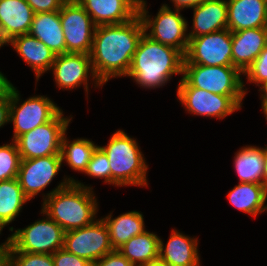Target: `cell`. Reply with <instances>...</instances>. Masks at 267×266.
Instances as JSON below:
<instances>
[{"label":"cell","mask_w":267,"mask_h":266,"mask_svg":"<svg viewBox=\"0 0 267 266\" xmlns=\"http://www.w3.org/2000/svg\"><path fill=\"white\" fill-rule=\"evenodd\" d=\"M66 53L89 54L96 25L77 1H65L59 11Z\"/></svg>","instance_id":"13"},{"label":"cell","mask_w":267,"mask_h":266,"mask_svg":"<svg viewBox=\"0 0 267 266\" xmlns=\"http://www.w3.org/2000/svg\"><path fill=\"white\" fill-rule=\"evenodd\" d=\"M184 55L174 47L142 35L126 77L144 89L167 85L173 75H181Z\"/></svg>","instance_id":"3"},{"label":"cell","mask_w":267,"mask_h":266,"mask_svg":"<svg viewBox=\"0 0 267 266\" xmlns=\"http://www.w3.org/2000/svg\"><path fill=\"white\" fill-rule=\"evenodd\" d=\"M93 266H134L125 256L118 250L104 255L98 259Z\"/></svg>","instance_id":"36"},{"label":"cell","mask_w":267,"mask_h":266,"mask_svg":"<svg viewBox=\"0 0 267 266\" xmlns=\"http://www.w3.org/2000/svg\"><path fill=\"white\" fill-rule=\"evenodd\" d=\"M50 71H53L54 82L60 90H73L83 85L87 99L90 78L94 88L103 86L93 72L89 54L67 52L56 55Z\"/></svg>","instance_id":"14"},{"label":"cell","mask_w":267,"mask_h":266,"mask_svg":"<svg viewBox=\"0 0 267 266\" xmlns=\"http://www.w3.org/2000/svg\"><path fill=\"white\" fill-rule=\"evenodd\" d=\"M17 88L10 86V120L15 141L19 136L51 121L62 109L47 95H34L21 101ZM22 102V103H21Z\"/></svg>","instance_id":"8"},{"label":"cell","mask_w":267,"mask_h":266,"mask_svg":"<svg viewBox=\"0 0 267 266\" xmlns=\"http://www.w3.org/2000/svg\"><path fill=\"white\" fill-rule=\"evenodd\" d=\"M260 91L261 107L264 115H267V81L258 85Z\"/></svg>","instance_id":"40"},{"label":"cell","mask_w":267,"mask_h":266,"mask_svg":"<svg viewBox=\"0 0 267 266\" xmlns=\"http://www.w3.org/2000/svg\"><path fill=\"white\" fill-rule=\"evenodd\" d=\"M28 201L17 178L0 181V234L15 221Z\"/></svg>","instance_id":"28"},{"label":"cell","mask_w":267,"mask_h":266,"mask_svg":"<svg viewBox=\"0 0 267 266\" xmlns=\"http://www.w3.org/2000/svg\"><path fill=\"white\" fill-rule=\"evenodd\" d=\"M31 7L34 14L60 11L66 0H25Z\"/></svg>","instance_id":"35"},{"label":"cell","mask_w":267,"mask_h":266,"mask_svg":"<svg viewBox=\"0 0 267 266\" xmlns=\"http://www.w3.org/2000/svg\"><path fill=\"white\" fill-rule=\"evenodd\" d=\"M8 266H54L52 254L8 252Z\"/></svg>","instance_id":"32"},{"label":"cell","mask_w":267,"mask_h":266,"mask_svg":"<svg viewBox=\"0 0 267 266\" xmlns=\"http://www.w3.org/2000/svg\"><path fill=\"white\" fill-rule=\"evenodd\" d=\"M267 45V27L232 32V65L244 73Z\"/></svg>","instance_id":"17"},{"label":"cell","mask_w":267,"mask_h":266,"mask_svg":"<svg viewBox=\"0 0 267 266\" xmlns=\"http://www.w3.org/2000/svg\"><path fill=\"white\" fill-rule=\"evenodd\" d=\"M72 118L65 117L61 110L51 121L19 136L15 142L21 160L61 155L62 138Z\"/></svg>","instance_id":"9"},{"label":"cell","mask_w":267,"mask_h":266,"mask_svg":"<svg viewBox=\"0 0 267 266\" xmlns=\"http://www.w3.org/2000/svg\"><path fill=\"white\" fill-rule=\"evenodd\" d=\"M29 34L42 41L55 55L66 53L59 11L34 14Z\"/></svg>","instance_id":"24"},{"label":"cell","mask_w":267,"mask_h":266,"mask_svg":"<svg viewBox=\"0 0 267 266\" xmlns=\"http://www.w3.org/2000/svg\"><path fill=\"white\" fill-rule=\"evenodd\" d=\"M63 165L65 164L62 162L61 155L22 159L17 179L24 195L29 200L35 198L51 184Z\"/></svg>","instance_id":"15"},{"label":"cell","mask_w":267,"mask_h":266,"mask_svg":"<svg viewBox=\"0 0 267 266\" xmlns=\"http://www.w3.org/2000/svg\"><path fill=\"white\" fill-rule=\"evenodd\" d=\"M244 76H246L247 82L254 83L256 86L267 81V45L243 73Z\"/></svg>","instance_id":"33"},{"label":"cell","mask_w":267,"mask_h":266,"mask_svg":"<svg viewBox=\"0 0 267 266\" xmlns=\"http://www.w3.org/2000/svg\"><path fill=\"white\" fill-rule=\"evenodd\" d=\"M193 23L188 38L199 37L228 28L226 0H207L193 9Z\"/></svg>","instance_id":"20"},{"label":"cell","mask_w":267,"mask_h":266,"mask_svg":"<svg viewBox=\"0 0 267 266\" xmlns=\"http://www.w3.org/2000/svg\"><path fill=\"white\" fill-rule=\"evenodd\" d=\"M20 154L15 141L0 146V181L17 178Z\"/></svg>","instance_id":"30"},{"label":"cell","mask_w":267,"mask_h":266,"mask_svg":"<svg viewBox=\"0 0 267 266\" xmlns=\"http://www.w3.org/2000/svg\"><path fill=\"white\" fill-rule=\"evenodd\" d=\"M144 266H170L169 264L161 261L160 259H157L155 261H152L150 263H148L147 265Z\"/></svg>","instance_id":"44"},{"label":"cell","mask_w":267,"mask_h":266,"mask_svg":"<svg viewBox=\"0 0 267 266\" xmlns=\"http://www.w3.org/2000/svg\"><path fill=\"white\" fill-rule=\"evenodd\" d=\"M11 84L10 80L0 71V97L8 91Z\"/></svg>","instance_id":"41"},{"label":"cell","mask_w":267,"mask_h":266,"mask_svg":"<svg viewBox=\"0 0 267 266\" xmlns=\"http://www.w3.org/2000/svg\"><path fill=\"white\" fill-rule=\"evenodd\" d=\"M107 155L111 167V185L116 187H147L148 164L138 142L118 129L111 135L108 144L98 145Z\"/></svg>","instance_id":"4"},{"label":"cell","mask_w":267,"mask_h":266,"mask_svg":"<svg viewBox=\"0 0 267 266\" xmlns=\"http://www.w3.org/2000/svg\"><path fill=\"white\" fill-rule=\"evenodd\" d=\"M19 57L30 66L38 80L44 73L51 70L56 55L42 41L30 34L19 35L9 41Z\"/></svg>","instance_id":"18"},{"label":"cell","mask_w":267,"mask_h":266,"mask_svg":"<svg viewBox=\"0 0 267 266\" xmlns=\"http://www.w3.org/2000/svg\"><path fill=\"white\" fill-rule=\"evenodd\" d=\"M61 181L54 189L42 194L41 209L65 232L92 224L99 210L94 188L67 175Z\"/></svg>","instance_id":"2"},{"label":"cell","mask_w":267,"mask_h":266,"mask_svg":"<svg viewBox=\"0 0 267 266\" xmlns=\"http://www.w3.org/2000/svg\"><path fill=\"white\" fill-rule=\"evenodd\" d=\"M98 145L87 138H77L70 141L65 133L61 143V159L73 171L84 174L93 151Z\"/></svg>","instance_id":"29"},{"label":"cell","mask_w":267,"mask_h":266,"mask_svg":"<svg viewBox=\"0 0 267 266\" xmlns=\"http://www.w3.org/2000/svg\"><path fill=\"white\" fill-rule=\"evenodd\" d=\"M173 3L172 7L176 10L193 9L194 7L201 5L207 0H170Z\"/></svg>","instance_id":"38"},{"label":"cell","mask_w":267,"mask_h":266,"mask_svg":"<svg viewBox=\"0 0 267 266\" xmlns=\"http://www.w3.org/2000/svg\"><path fill=\"white\" fill-rule=\"evenodd\" d=\"M4 45H9V40L6 38L0 23V48Z\"/></svg>","instance_id":"43"},{"label":"cell","mask_w":267,"mask_h":266,"mask_svg":"<svg viewBox=\"0 0 267 266\" xmlns=\"http://www.w3.org/2000/svg\"><path fill=\"white\" fill-rule=\"evenodd\" d=\"M40 212L45 217L22 229L9 227L12 232L8 236L10 241L9 252L53 254L64 247L65 231L63 228L42 209Z\"/></svg>","instance_id":"6"},{"label":"cell","mask_w":267,"mask_h":266,"mask_svg":"<svg viewBox=\"0 0 267 266\" xmlns=\"http://www.w3.org/2000/svg\"><path fill=\"white\" fill-rule=\"evenodd\" d=\"M144 32L139 15L124 23L96 26L89 55L93 72L102 85L127 75Z\"/></svg>","instance_id":"1"},{"label":"cell","mask_w":267,"mask_h":266,"mask_svg":"<svg viewBox=\"0 0 267 266\" xmlns=\"http://www.w3.org/2000/svg\"><path fill=\"white\" fill-rule=\"evenodd\" d=\"M197 238L172 229L166 244L160 238L159 259L170 266H201Z\"/></svg>","instance_id":"16"},{"label":"cell","mask_w":267,"mask_h":266,"mask_svg":"<svg viewBox=\"0 0 267 266\" xmlns=\"http://www.w3.org/2000/svg\"><path fill=\"white\" fill-rule=\"evenodd\" d=\"M9 237L5 242L0 243V266H8Z\"/></svg>","instance_id":"39"},{"label":"cell","mask_w":267,"mask_h":266,"mask_svg":"<svg viewBox=\"0 0 267 266\" xmlns=\"http://www.w3.org/2000/svg\"><path fill=\"white\" fill-rule=\"evenodd\" d=\"M63 248L92 264L114 251L108 227L102 218L88 226L66 231Z\"/></svg>","instance_id":"11"},{"label":"cell","mask_w":267,"mask_h":266,"mask_svg":"<svg viewBox=\"0 0 267 266\" xmlns=\"http://www.w3.org/2000/svg\"><path fill=\"white\" fill-rule=\"evenodd\" d=\"M147 7L146 2L145 6L138 13L143 22L144 33L151 39L174 47L185 55L189 43V26L188 21L180 13L181 10H172V7L164 3L160 6L156 16L153 17L148 14Z\"/></svg>","instance_id":"7"},{"label":"cell","mask_w":267,"mask_h":266,"mask_svg":"<svg viewBox=\"0 0 267 266\" xmlns=\"http://www.w3.org/2000/svg\"><path fill=\"white\" fill-rule=\"evenodd\" d=\"M84 173L92 178L103 179L104 183L111 185L110 163L107 155L99 146L93 151L90 162Z\"/></svg>","instance_id":"31"},{"label":"cell","mask_w":267,"mask_h":266,"mask_svg":"<svg viewBox=\"0 0 267 266\" xmlns=\"http://www.w3.org/2000/svg\"><path fill=\"white\" fill-rule=\"evenodd\" d=\"M112 214L111 212L102 219L108 227L110 242L114 250L120 248L132 237L146 231L144 216L141 211H129L115 218Z\"/></svg>","instance_id":"26"},{"label":"cell","mask_w":267,"mask_h":266,"mask_svg":"<svg viewBox=\"0 0 267 266\" xmlns=\"http://www.w3.org/2000/svg\"><path fill=\"white\" fill-rule=\"evenodd\" d=\"M91 16L96 26L120 24L138 13L125 0H76Z\"/></svg>","instance_id":"21"},{"label":"cell","mask_w":267,"mask_h":266,"mask_svg":"<svg viewBox=\"0 0 267 266\" xmlns=\"http://www.w3.org/2000/svg\"><path fill=\"white\" fill-rule=\"evenodd\" d=\"M231 32L267 27V0H226Z\"/></svg>","instance_id":"19"},{"label":"cell","mask_w":267,"mask_h":266,"mask_svg":"<svg viewBox=\"0 0 267 266\" xmlns=\"http://www.w3.org/2000/svg\"><path fill=\"white\" fill-rule=\"evenodd\" d=\"M10 120V87L8 91L0 97V128Z\"/></svg>","instance_id":"37"},{"label":"cell","mask_w":267,"mask_h":266,"mask_svg":"<svg viewBox=\"0 0 267 266\" xmlns=\"http://www.w3.org/2000/svg\"><path fill=\"white\" fill-rule=\"evenodd\" d=\"M54 266H93L88 260L61 248L52 254Z\"/></svg>","instance_id":"34"},{"label":"cell","mask_w":267,"mask_h":266,"mask_svg":"<svg viewBox=\"0 0 267 266\" xmlns=\"http://www.w3.org/2000/svg\"><path fill=\"white\" fill-rule=\"evenodd\" d=\"M242 75L235 66L183 64L178 87H196L226 96H245L248 90Z\"/></svg>","instance_id":"5"},{"label":"cell","mask_w":267,"mask_h":266,"mask_svg":"<svg viewBox=\"0 0 267 266\" xmlns=\"http://www.w3.org/2000/svg\"><path fill=\"white\" fill-rule=\"evenodd\" d=\"M265 186L267 187V146H266V170H265Z\"/></svg>","instance_id":"45"},{"label":"cell","mask_w":267,"mask_h":266,"mask_svg":"<svg viewBox=\"0 0 267 266\" xmlns=\"http://www.w3.org/2000/svg\"><path fill=\"white\" fill-rule=\"evenodd\" d=\"M183 64L232 65V32L227 28L189 39Z\"/></svg>","instance_id":"12"},{"label":"cell","mask_w":267,"mask_h":266,"mask_svg":"<svg viewBox=\"0 0 267 266\" xmlns=\"http://www.w3.org/2000/svg\"><path fill=\"white\" fill-rule=\"evenodd\" d=\"M233 162L240 183L265 185L266 146L245 145L235 153Z\"/></svg>","instance_id":"22"},{"label":"cell","mask_w":267,"mask_h":266,"mask_svg":"<svg viewBox=\"0 0 267 266\" xmlns=\"http://www.w3.org/2000/svg\"><path fill=\"white\" fill-rule=\"evenodd\" d=\"M137 13L145 6V0H125Z\"/></svg>","instance_id":"42"},{"label":"cell","mask_w":267,"mask_h":266,"mask_svg":"<svg viewBox=\"0 0 267 266\" xmlns=\"http://www.w3.org/2000/svg\"><path fill=\"white\" fill-rule=\"evenodd\" d=\"M34 12L25 0H0V23L6 38L29 34Z\"/></svg>","instance_id":"23"},{"label":"cell","mask_w":267,"mask_h":266,"mask_svg":"<svg viewBox=\"0 0 267 266\" xmlns=\"http://www.w3.org/2000/svg\"><path fill=\"white\" fill-rule=\"evenodd\" d=\"M160 237L148 230L129 239L117 250L134 266H144L159 259Z\"/></svg>","instance_id":"27"},{"label":"cell","mask_w":267,"mask_h":266,"mask_svg":"<svg viewBox=\"0 0 267 266\" xmlns=\"http://www.w3.org/2000/svg\"><path fill=\"white\" fill-rule=\"evenodd\" d=\"M245 96H226L196 87H177V99L192 116L217 118L219 120L242 109Z\"/></svg>","instance_id":"10"},{"label":"cell","mask_w":267,"mask_h":266,"mask_svg":"<svg viewBox=\"0 0 267 266\" xmlns=\"http://www.w3.org/2000/svg\"><path fill=\"white\" fill-rule=\"evenodd\" d=\"M229 203L237 210L256 217L267 211V187L256 183H238L227 194Z\"/></svg>","instance_id":"25"}]
</instances>
